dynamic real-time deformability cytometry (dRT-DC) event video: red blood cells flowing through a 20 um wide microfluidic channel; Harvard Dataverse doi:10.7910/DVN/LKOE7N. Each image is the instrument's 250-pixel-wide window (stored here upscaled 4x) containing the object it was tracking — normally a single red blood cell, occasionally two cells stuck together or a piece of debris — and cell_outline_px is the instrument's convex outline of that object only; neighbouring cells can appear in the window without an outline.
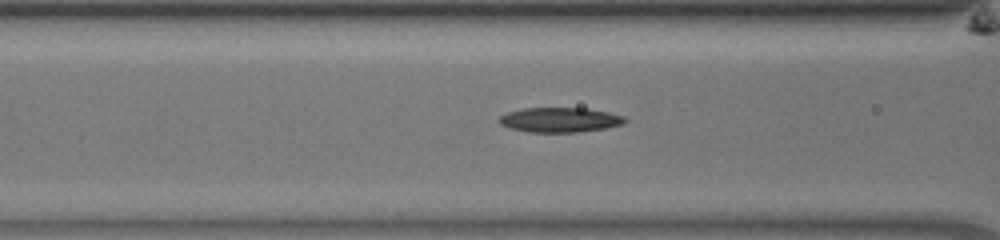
{"species": "common noctule bat (a hibernating species)", "species_latin": "Nyctalus noctula", "temperature_condition": "room temperature", "stored_images_in_passage": 9, "camera_frame_rate_fps": 3000, "um_per_image_px": 0.085, "animal": {"sex": "male", "body_mass_g": 13.0, "forearm_length_mm": 53.1}, "frame": {"image": 1, "passage_image": 7, "time_ms": 2.0, "image_size_px": [1000, 240], "cell_outline_px": [[628, 120], [624, 124], [604, 128], [576, 132], [528, 132], [512, 128], [500, 124], [496, 120], [500, 116], [508, 112], [524, 108], [584, 108], [608, 112], [624, 116]], "centroid_in_image_um": [47.59, 10.18], "position_along_channel_um": 119.0, "area_um2": 18.09}}